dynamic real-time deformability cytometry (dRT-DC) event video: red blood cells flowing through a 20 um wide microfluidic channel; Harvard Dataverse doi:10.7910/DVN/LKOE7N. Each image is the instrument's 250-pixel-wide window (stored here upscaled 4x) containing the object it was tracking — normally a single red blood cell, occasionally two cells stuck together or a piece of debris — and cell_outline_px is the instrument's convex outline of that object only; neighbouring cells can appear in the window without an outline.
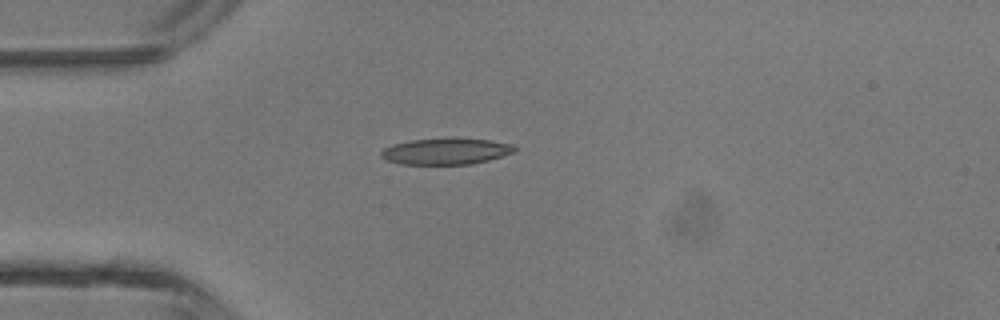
{"species": "common noctule bat (a hibernating species)", "species_latin": "Nyctalus noctula", "temperature_condition": "room temperature", "stored_images_in_passage": 4, "camera_frame_rate_fps": 3000, "um_per_image_px": 0.085, "animal": {"sex": "male", "body_mass_g": 13.3}, "frame": {"image": 1, "passage_image": 3, "time_ms": 2.333, "image_size_px": [1000, 320], "cell_outline_px": [[516, 152], [488, 160], [472, 164], [400, 164], [384, 160], [380, 156], [380, 152], [384, 148], [392, 144], [408, 140], [488, 140], [512, 144], [516, 148]], "centroid_in_image_um": [37.85, 12.89], "position_along_channel_um": 47.1, "area_um2": 19.94}}
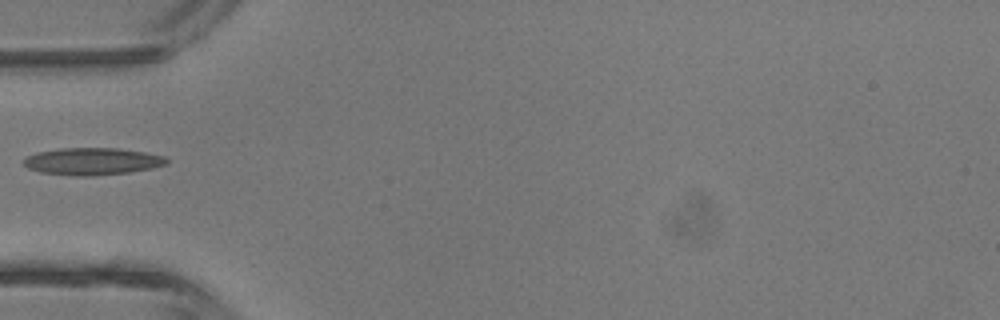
{"frame": {"image": 2, "passage_image": 4, "time_ms": 3.333, "image_size_px": [1000, 320], "cell_outline_px": [[168, 164], [152, 168], [128, 172], [88, 176], [80, 176], [40, 172], [28, 168], [24, 164], [24, 160], [28, 156], [36, 152], [60, 148], [116, 148], [144, 152], [164, 156], [168, 160]], "centroid_in_image_um": [7.85, 13.71], "position_along_channel_um": 77.1, "area_um2": 22.43}}